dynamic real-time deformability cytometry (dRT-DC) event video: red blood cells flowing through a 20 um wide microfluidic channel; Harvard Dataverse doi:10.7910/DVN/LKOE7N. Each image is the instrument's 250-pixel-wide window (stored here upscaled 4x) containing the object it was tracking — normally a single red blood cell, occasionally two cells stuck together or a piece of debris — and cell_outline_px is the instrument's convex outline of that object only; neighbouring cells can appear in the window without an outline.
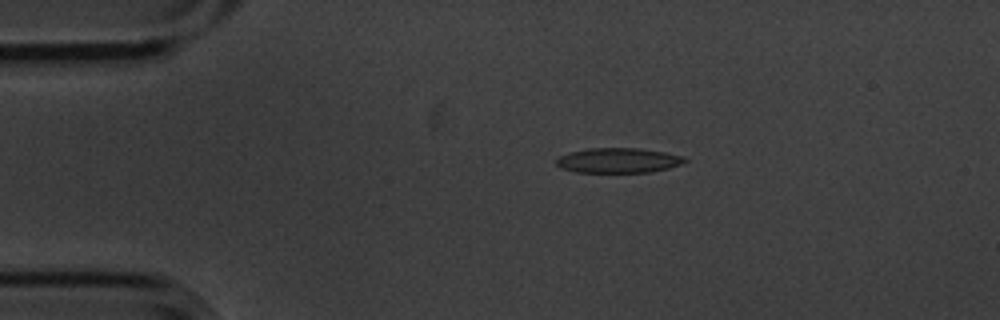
{"species": "common noctule bat (a hibernating species)", "species_latin": "Nyctalus noctula", "temperature_condition": "cold", "stored_images_in_passage": 8, "camera_frame_rate_fps": 3000, "um_per_image_px": 0.085, "animal": {"sex": "male", "body_mass_g": 20.1, "forearm_length_mm": 53.5}, "frame": {"image": 1, "passage_image": 3, "time_ms": 0.667, "image_size_px": [1000, 320], "cell_outline_px": [[688, 160], [680, 164], [668, 168], [652, 172], [576, 172], [560, 168], [556, 164], [556, 160], [560, 156], [572, 152], [588, 148], [640, 148], [664, 152], [684, 156]], "centroid_in_image_um": [52.57, 13.63], "position_along_channel_um": 32.4, "area_um2": 18.61}}
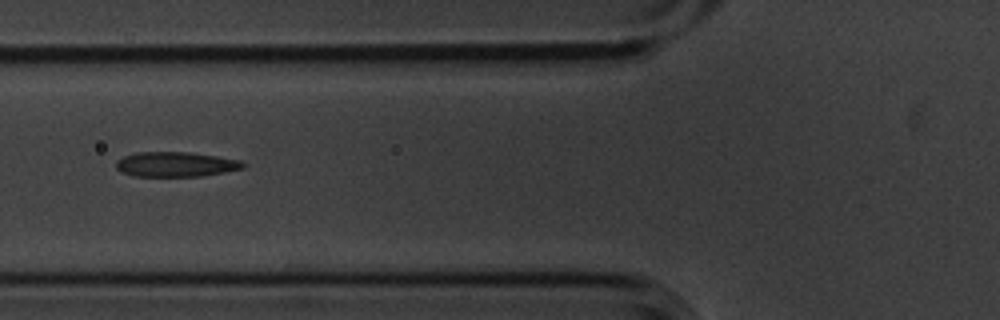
{"frame": {"image": 2, "passage_image": 6, "time_ms": 1.667, "image_size_px": [1000, 320], "cell_outline_px": [[248, 164], [244, 168], [224, 172], [200, 176], [132, 176], [116, 168], [116, 160], [124, 156], [136, 152], [188, 152], [216, 156], [240, 160]], "centroid_in_image_um": [14.95, 13.96], "position_along_channel_um": 110.9, "area_um2": 18.38}}
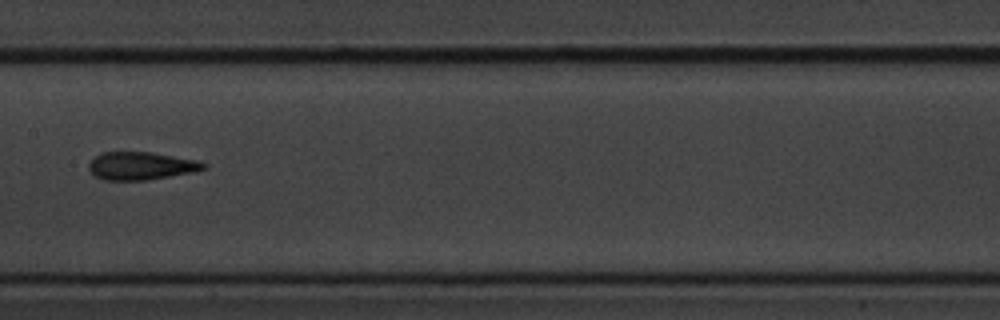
{"frame": {"image": 3, "passage_image": 8, "time_ms": 2.333, "image_size_px": [1000, 320], "cell_outline_px": [[208, 168], [196, 172], [144, 180], [104, 180], [96, 176], [88, 168], [88, 164], [96, 156], [104, 152], [152, 152], [200, 160], [208, 164]], "centroid_in_image_um": [12.07, 14.09], "position_along_channel_um": 195.3, "area_um2": 18.79}}